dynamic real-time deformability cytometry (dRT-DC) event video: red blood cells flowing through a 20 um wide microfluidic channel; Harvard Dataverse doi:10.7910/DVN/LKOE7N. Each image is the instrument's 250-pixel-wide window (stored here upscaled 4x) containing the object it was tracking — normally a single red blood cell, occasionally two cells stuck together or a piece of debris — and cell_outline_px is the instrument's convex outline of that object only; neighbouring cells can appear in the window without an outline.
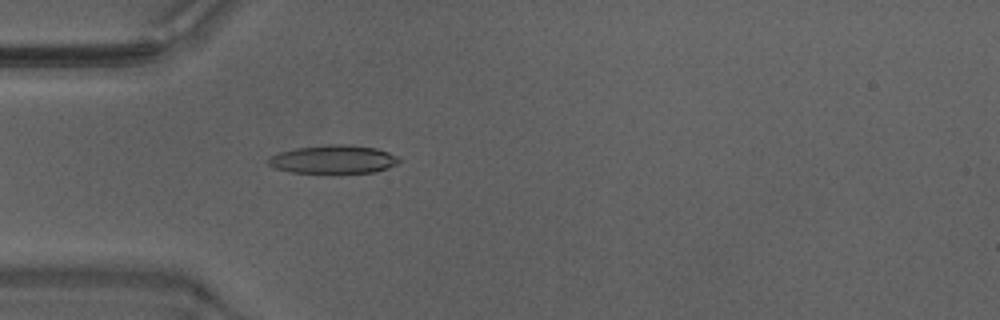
{"species": "Egyptian fruit bat (a non-hibernating species)", "species_latin": "Rousettus aegyptiacus", "temperature_condition": "warm", "stored_images_in_passage": 38, "camera_frame_rate_fps": 3000, "um_per_image_px": 0.085, "animal": {"sex": "male"}, "frame": {"image": 1, "passage_image": 4, "time_ms": 1.0, "image_size_px": [1000, 320], "cell_outline_px": [[400, 160], [396, 164], [388, 168], [372, 172], [336, 176], [332, 176], [292, 172], [276, 168], [268, 164], [268, 160], [272, 156], [280, 152], [296, 148], [332, 144], [348, 144], [376, 148], [388, 152], [396, 156]], "centroid_in_image_um": [28.35, 13.6], "position_along_channel_um": 56.6, "area_um2": 22.37}}
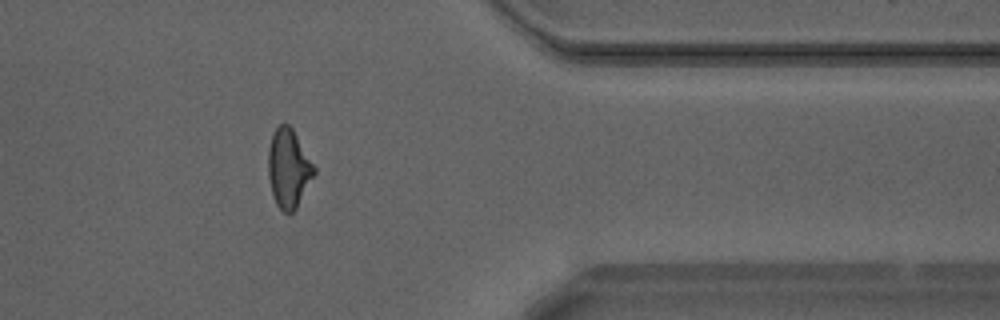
{"frame": {"image": 2, "passage_image": 29, "time_ms": 9.333, "image_size_px": [1000, 320], "cell_outline_px": [[316, 172], [296, 208], [292, 212], [284, 212], [276, 204], [272, 196], [268, 176], [268, 148], [272, 132], [280, 124], [288, 124], [292, 128], [316, 168]], "centroid_in_image_um": [24.51, 14.3], "position_along_channel_um": 386.9, "area_um2": 21.04}}
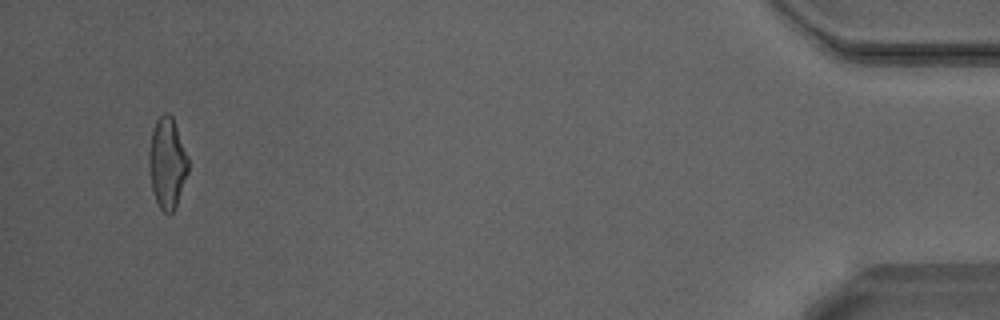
{"frame": {"image": 3, "passage_image": 36, "time_ms": 11.667, "image_size_px": [1000, 320], "cell_outline_px": [[188, 172], [176, 208], [172, 212], [164, 212], [160, 208], [156, 200], [152, 188], [148, 168], [148, 152], [152, 128], [156, 120], [164, 112], [168, 112], [172, 116], [188, 160]], "centroid_in_image_um": [14.18, 13.85], "position_along_channel_um": 421.0, "area_um2": 20.69}, "authors_computed_cell_mechanics": {"area_um2": 20.808, "velocity_mm_per_s": 4.2311, "shape_relaxation_time_tau1_ms": 4.643, "shape_relaxation_time_tau2_ms": 1.7315, "deformation_change_tau1": 0.1767, "deformation_change_tau2": 0.0993}}